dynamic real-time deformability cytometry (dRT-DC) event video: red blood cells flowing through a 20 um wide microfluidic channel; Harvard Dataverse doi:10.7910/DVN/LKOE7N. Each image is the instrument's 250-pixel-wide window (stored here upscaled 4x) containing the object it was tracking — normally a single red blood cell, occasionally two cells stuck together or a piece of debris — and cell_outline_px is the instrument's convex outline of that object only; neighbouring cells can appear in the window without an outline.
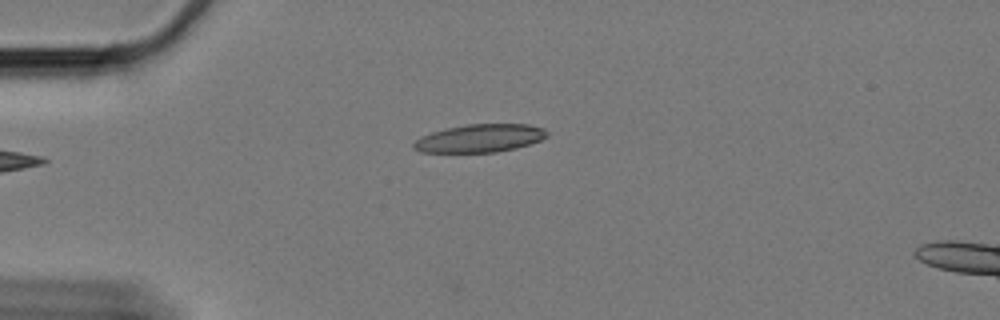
{"species": "Egyptian fruit bat (a non-hibernating species)", "species_latin": "Rousettus aegyptiacus", "temperature_condition": "cold", "stored_images_in_passage": 41, "camera_frame_rate_fps": 3000, "um_per_image_px": 0.085, "animal": {"sex": "female"}, "frame": {"image": 1, "passage_image": 1, "time_ms": 0.0, "image_size_px": [1000, 320], "cell_outline_px": [[548, 136], [540, 140], [516, 148], [496, 152], [420, 152], [412, 148], [412, 144], [416, 140], [432, 132], [444, 128], [468, 124], [528, 124], [544, 128], [548, 132]], "centroid_in_image_um": [40.79, 11.75], "position_along_channel_um": 44.2, "area_um2": 21.73}}
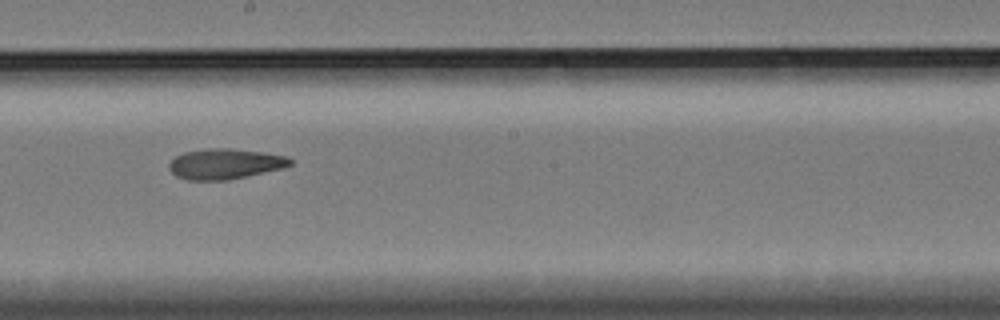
{"frame": {"image": 2, "passage_image": 20, "time_ms": 6.333, "image_size_px": [1000, 320], "cell_outline_px": [[292, 164], [284, 168], [228, 180], [188, 180], [176, 176], [168, 168], [168, 164], [176, 156], [184, 152], [208, 148], [232, 148], [264, 152], [288, 156], [292, 160]], "centroid_in_image_um": [19.14, 13.92], "position_along_channel_um": 229.1, "area_um2": 21.62}}
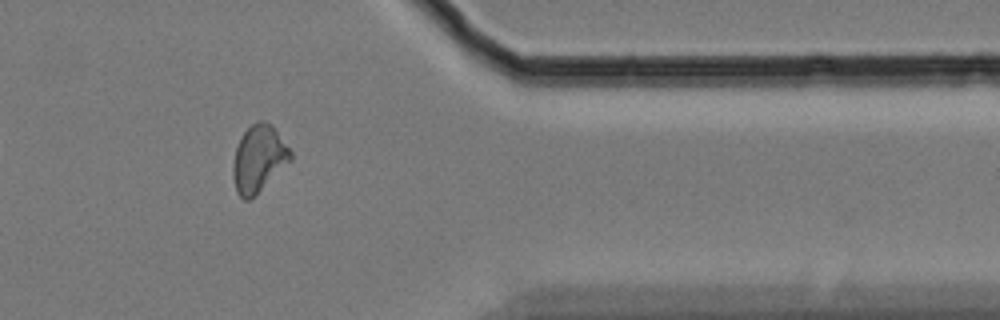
{"frame": {"image": 3, "passage_image": 36, "time_ms": 11.667, "image_size_px": [1000, 320], "cell_outline_px": [[292, 160], [248, 200], [244, 200], [236, 192], [232, 176], [232, 164], [236, 148], [244, 132], [256, 120], [264, 120], [276, 132], [292, 152]], "centroid_in_image_um": [21.96, 13.5], "position_along_channel_um": 389.4, "area_um2": 21.85}, "authors_computed_cell_mechanics": {"area_um2": 21.6172, "velocity_mm_per_s": 3.2865, "shape_relaxation_time_tau1_ms": null, "shape_relaxation_time_tau2_ms": 6.1055, "deformation_change_tau1": null, "deformation_change_tau2": 0.1375}}